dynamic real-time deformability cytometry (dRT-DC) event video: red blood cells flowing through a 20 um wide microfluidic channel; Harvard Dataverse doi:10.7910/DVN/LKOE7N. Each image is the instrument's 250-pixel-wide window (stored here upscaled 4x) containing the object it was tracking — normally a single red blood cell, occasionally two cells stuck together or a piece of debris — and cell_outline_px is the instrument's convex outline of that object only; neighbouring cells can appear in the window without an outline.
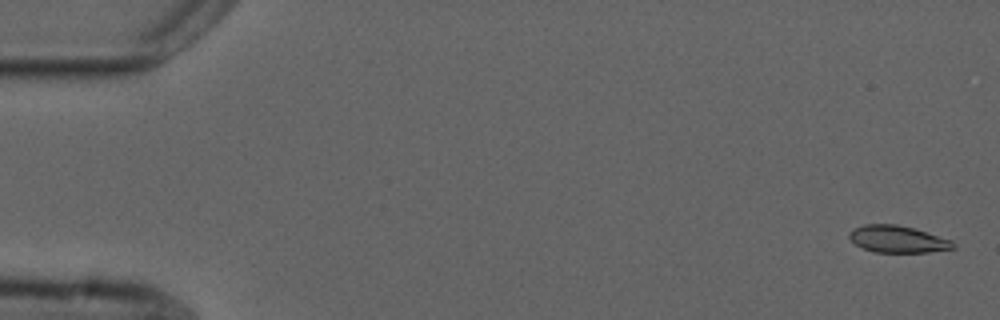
{"species": "common noctule bat (a hibernating species)", "species_latin": "Nyctalus noctula", "temperature_condition": "cold", "stored_images_in_passage": 6, "camera_frame_rate_fps": 3000, "um_per_image_px": 0.085, "animal": {"sex": "male", "forearm_length_mm": 52.5}, "frame": {"image": 1, "passage_image": 1, "time_ms": 0.0, "image_size_px": [1000, 320], "cell_outline_px": [[956, 248], [928, 252], [872, 252], [856, 244], [848, 236], [848, 232], [864, 224], [896, 224], [912, 228], [952, 240], [956, 244]], "centroid_in_image_um": [76.31, 20.33], "position_along_channel_um": 8.7, "area_um2": 16.18}}
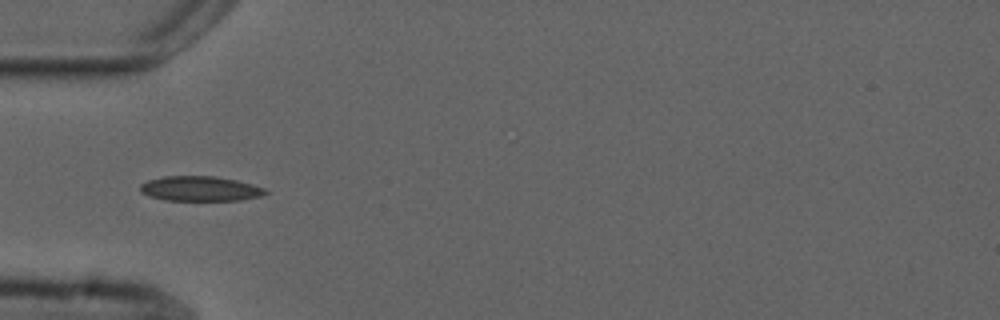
{"frame": {"image": 2, "passage_image": 5, "time_ms": 5.333, "image_size_px": [1000, 320], "cell_outline_px": [[268, 192], [260, 196], [240, 200], [164, 200], [148, 196], [140, 192], [140, 184], [148, 180], [164, 176], [216, 176], [236, 180], [252, 184], [264, 188]], "centroid_in_image_um": [16.98, 16.03], "position_along_channel_um": 68.0, "area_um2": 18.15}}
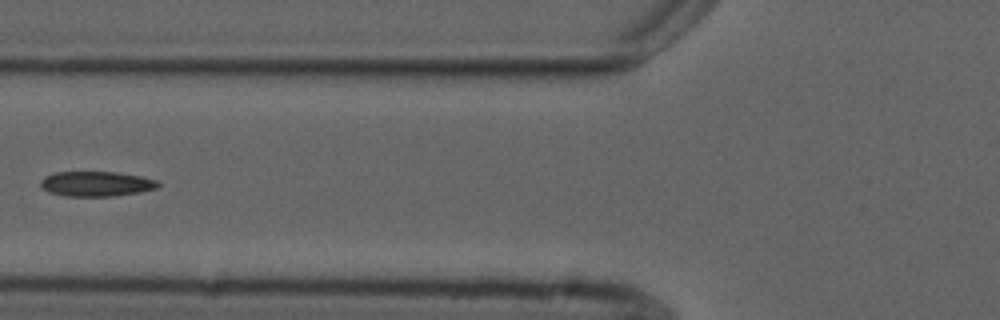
{"frame": {"image": 3, "passage_image": 6, "time_ms": 6.667, "image_size_px": [1000, 320], "cell_outline_px": [[160, 184], [156, 188], [140, 192], [116, 196], [64, 196], [48, 192], [40, 188], [40, 180], [44, 176], [56, 172], [116, 172], [140, 176], [156, 180]], "centroid_in_image_um": [8.13, 15.63], "position_along_channel_um": 117.7, "area_um2": 17.22}}